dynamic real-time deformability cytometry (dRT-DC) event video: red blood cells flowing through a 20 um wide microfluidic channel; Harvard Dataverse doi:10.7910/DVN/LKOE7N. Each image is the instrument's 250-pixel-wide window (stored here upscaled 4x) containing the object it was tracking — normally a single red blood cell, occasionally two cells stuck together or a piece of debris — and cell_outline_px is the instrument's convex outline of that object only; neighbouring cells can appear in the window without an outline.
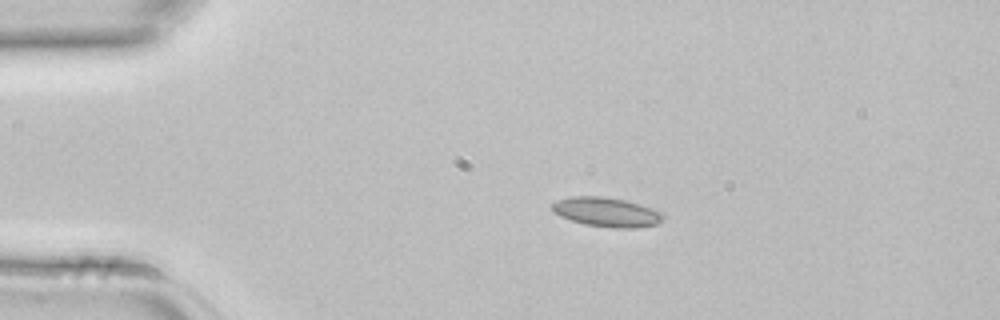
{"species": "common noctule bat (a hibernating species)", "species_latin": "Nyctalus noctula", "temperature_condition": "room temperature", "stored_images_in_passage": 2, "camera_frame_rate_fps": 3000, "um_per_image_px": 0.085, "animal": {"sex": "female", "body_mass_g": 22.7, "forearm_length_mm": 54.2}, "frame": {"image": 1, "passage_image": 1, "time_ms": 0.0, "image_size_px": [1000, 320], "cell_outline_px": [[664, 216], [656, 224], [636, 228], [612, 228], [584, 224], [560, 216], [552, 212], [552, 204], [556, 200], [572, 196], [604, 196], [624, 200], [640, 204], [664, 212]], "centroid_in_image_um": [51.55, 18.02], "position_along_channel_um": 33.5, "area_um2": 19.07}}